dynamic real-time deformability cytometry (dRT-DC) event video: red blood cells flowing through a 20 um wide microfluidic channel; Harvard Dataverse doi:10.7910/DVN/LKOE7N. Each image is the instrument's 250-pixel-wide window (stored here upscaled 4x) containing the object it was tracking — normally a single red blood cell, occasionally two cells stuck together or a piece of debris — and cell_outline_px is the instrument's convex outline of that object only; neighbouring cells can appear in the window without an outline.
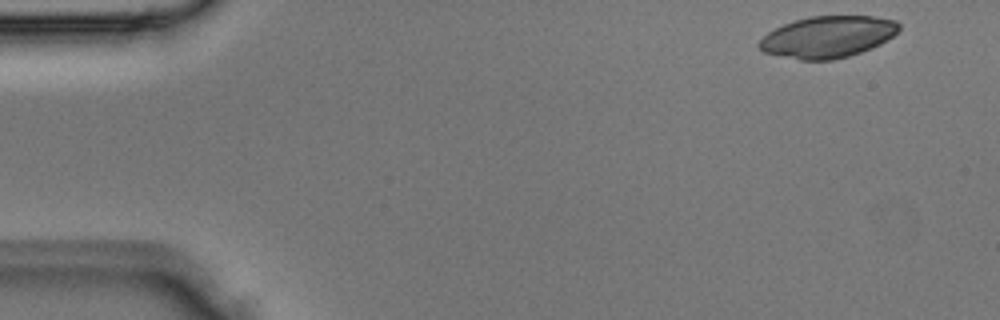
{"species": "Egyptian fruit bat (a non-hibernating species)", "species_latin": "Rousettus aegyptiacus", "temperature_condition": "room temperature", "stored_images_in_passage": 4, "segment_of_instrument_passage": [1, 2], "camera_frame_rate_fps": 3000, "um_per_image_px": 0.085, "animal": {"sex": "male"}, "frame": {"image": 1, "passage_image": 1, "time_ms": 0.0, "image_size_px": [1000, 320], "cell_outline_px": [[900, 28], [892, 36], [880, 44], [872, 48], [848, 56], [832, 60], [800, 60], [764, 52], [756, 44], [768, 32], [784, 24], [796, 20], [812, 16], [872, 16], [896, 20], [900, 24]], "centroid_in_image_um": [70.36, 3.13], "position_along_channel_um": 14.6, "area_um2": 33.7}}